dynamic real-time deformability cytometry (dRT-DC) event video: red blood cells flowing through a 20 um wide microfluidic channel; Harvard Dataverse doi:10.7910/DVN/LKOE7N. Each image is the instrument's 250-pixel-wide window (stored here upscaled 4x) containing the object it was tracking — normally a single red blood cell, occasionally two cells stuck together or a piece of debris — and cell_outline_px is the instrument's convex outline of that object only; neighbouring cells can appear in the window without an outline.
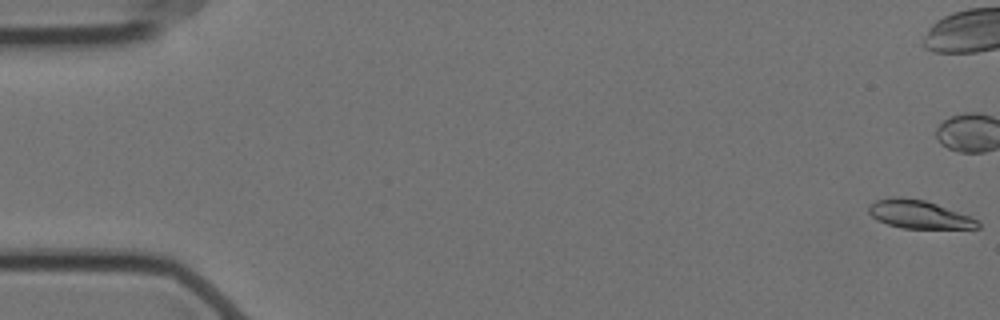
{"species": "Egyptian fruit bat (a non-hibernating species)", "species_latin": "Rousettus aegyptiacus", "temperature_condition": "cold", "stored_images_in_passage": 59, "camera_frame_rate_fps": 3000, "um_per_image_px": 0.085, "animal": {"sex": "female"}, "frame": {"image": 1, "passage_image": 1, "time_ms": 0.0, "image_size_px": [1000, 320], "cell_outline_px": [[980, 228], [904, 228], [888, 224], [876, 220], [868, 212], [868, 204], [876, 200], [892, 196], [900, 196], [924, 200], [936, 204], [968, 216], [976, 220], [980, 224]], "centroid_in_image_um": [78.03, 18.21], "position_along_channel_um": 7.0, "area_um2": 17.74}, "authors_computed_cell_mechanics": {"area_um2": 18.7272, "velocity_mm_per_s": 3.5251, "shape_relaxation_time_tau1_ms": 10.0237, "shape_relaxation_time_tau2_ms": null, "deformation_change_tau1": 0.2131, "deformation_change_tau2": null}}